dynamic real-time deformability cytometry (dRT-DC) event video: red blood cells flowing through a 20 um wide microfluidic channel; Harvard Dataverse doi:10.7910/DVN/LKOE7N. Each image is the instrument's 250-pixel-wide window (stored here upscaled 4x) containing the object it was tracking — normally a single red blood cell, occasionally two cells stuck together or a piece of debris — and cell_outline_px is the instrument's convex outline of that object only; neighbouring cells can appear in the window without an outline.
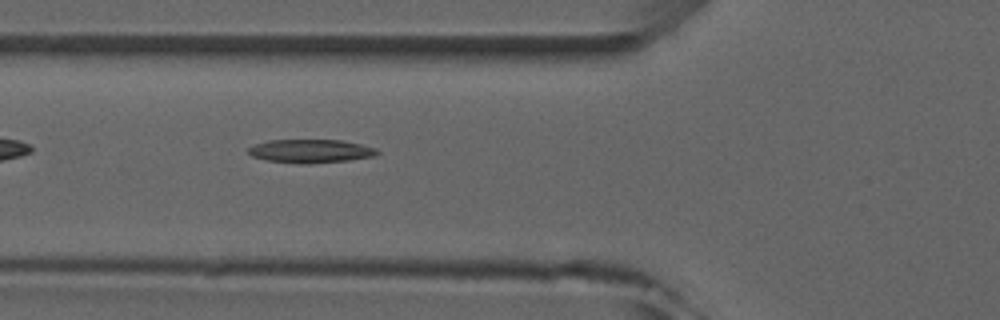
{"species": "common noctule bat (a hibernating species)", "species_latin": "Nyctalus noctula", "temperature_condition": "room temperature", "stored_images_in_passage": 3, "camera_frame_rate_fps": 3000, "um_per_image_px": 0.085, "animal": {"sex": "male", "forearm_length_mm": 52.5}, "frame": {"image": 1, "passage_image": 3, "time_ms": 2.333, "image_size_px": [1000, 320], "cell_outline_px": [[380, 152], [372, 156], [348, 160], [308, 164], [304, 164], [268, 160], [252, 156], [248, 152], [248, 148], [256, 144], [268, 140], [340, 140], [360, 144], [376, 148]], "centroid_in_image_um": [26.4, 12.84], "position_along_channel_um": 99.4, "area_um2": 17.4}}